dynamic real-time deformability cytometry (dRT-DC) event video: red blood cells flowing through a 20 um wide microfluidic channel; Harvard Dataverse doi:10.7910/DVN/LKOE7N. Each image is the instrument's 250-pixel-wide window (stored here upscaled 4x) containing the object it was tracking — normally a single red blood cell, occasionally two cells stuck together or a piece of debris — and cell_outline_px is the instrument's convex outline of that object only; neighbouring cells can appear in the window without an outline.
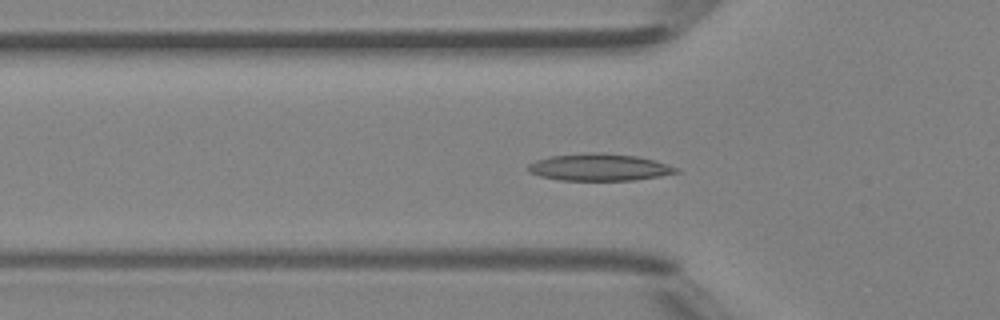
{"species": "Egyptian fruit bat (a non-hibernating species)", "species_latin": "Rousettus aegyptiacus", "temperature_condition": "room temperature", "stored_images_in_passage": 48, "camera_frame_rate_fps": 3000, "um_per_image_px": 0.085, "animal": {"sex": "female"}, "frame": {"image": 1, "passage_image": 15, "time_ms": 4.667, "image_size_px": [1000, 320], "cell_outline_px": [[680, 172], [660, 176], [636, 180], [560, 180], [540, 176], [528, 172], [528, 164], [536, 160], [552, 156], [588, 152], [604, 152], [636, 156], [668, 164], [680, 168]], "centroid_in_image_um": [50.96, 14.21], "position_along_channel_um": 74.8, "area_um2": 23.41}}
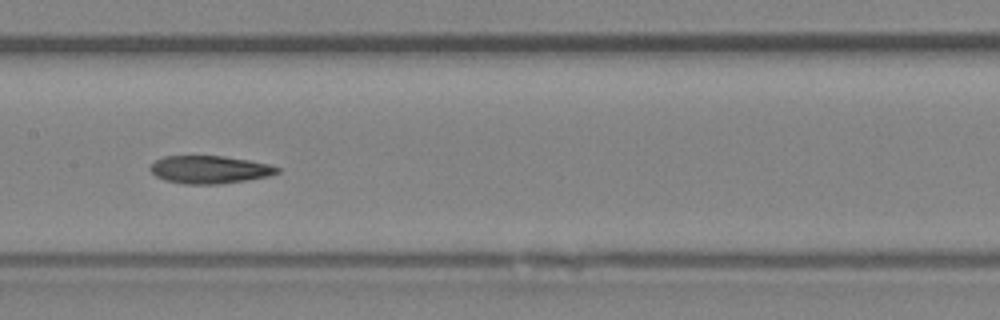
{"frame": {"image": 2, "passage_image": 23, "time_ms": 7.333, "image_size_px": [1000, 320], "cell_outline_px": [[280, 172], [268, 176], [220, 184], [184, 184], [164, 180], [156, 176], [152, 172], [152, 164], [156, 160], [164, 156], [224, 156], [248, 160], [268, 164], [280, 168]], "centroid_in_image_um": [17.82, 14.41], "position_along_channel_um": 189.6, "area_um2": 20.35}}
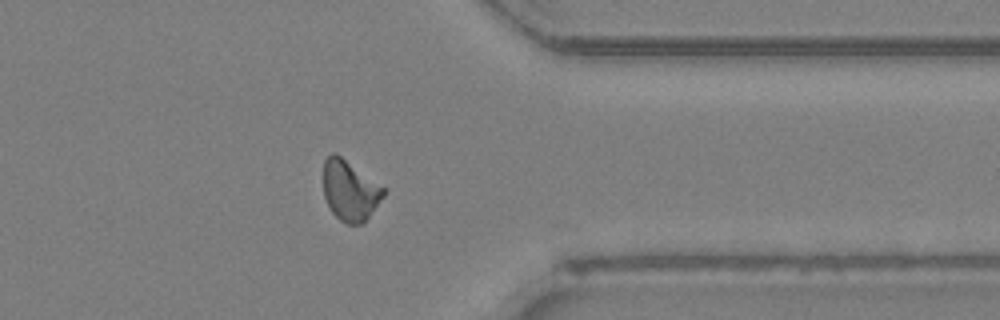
{"frame": {"image": 3, "passage_image": 37, "time_ms": 12.0, "image_size_px": [1000, 320], "cell_outline_px": [[388, 188], [384, 196], [364, 224], [344, 224], [332, 212], [324, 196], [324, 160], [332, 152], [336, 152]], "centroid_in_image_um": [29.79, 16.18], "position_along_channel_um": 381.6, "area_um2": 21.68}, "authors_computed_cell_mechanics": {"area_um2": 20.9236, "velocity_mm_per_s": 4.3096, "shape_relaxation_time_tau1_ms": null, "shape_relaxation_time_tau2_ms": 4.7713, "deformation_change_tau1": null, "deformation_change_tau2": 0.1067}}